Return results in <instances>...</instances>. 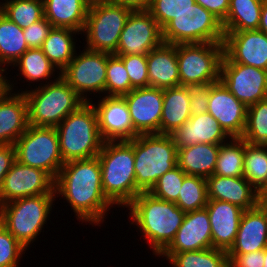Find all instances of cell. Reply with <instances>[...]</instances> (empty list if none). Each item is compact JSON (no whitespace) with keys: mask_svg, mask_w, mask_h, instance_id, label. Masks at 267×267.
Instances as JSON below:
<instances>
[{"mask_svg":"<svg viewBox=\"0 0 267 267\" xmlns=\"http://www.w3.org/2000/svg\"><path fill=\"white\" fill-rule=\"evenodd\" d=\"M54 191L57 198L62 195L70 204L77 220L89 225L100 226L113 206L103 193L98 157L65 162L55 179Z\"/></svg>","mask_w":267,"mask_h":267,"instance_id":"obj_1","label":"cell"},{"mask_svg":"<svg viewBox=\"0 0 267 267\" xmlns=\"http://www.w3.org/2000/svg\"><path fill=\"white\" fill-rule=\"evenodd\" d=\"M126 208L130 210V224L134 223L142 232L155 256L174 239L186 214L175 203L158 199L149 192H141Z\"/></svg>","mask_w":267,"mask_h":267,"instance_id":"obj_2","label":"cell"},{"mask_svg":"<svg viewBox=\"0 0 267 267\" xmlns=\"http://www.w3.org/2000/svg\"><path fill=\"white\" fill-rule=\"evenodd\" d=\"M103 193L119 207H127L136 197L134 138L104 141L98 154Z\"/></svg>","mask_w":267,"mask_h":267,"instance_id":"obj_3","label":"cell"},{"mask_svg":"<svg viewBox=\"0 0 267 267\" xmlns=\"http://www.w3.org/2000/svg\"><path fill=\"white\" fill-rule=\"evenodd\" d=\"M173 137L167 134H139L134 138L136 197L149 192L157 180L177 166Z\"/></svg>","mask_w":267,"mask_h":267,"instance_id":"obj_4","label":"cell"},{"mask_svg":"<svg viewBox=\"0 0 267 267\" xmlns=\"http://www.w3.org/2000/svg\"><path fill=\"white\" fill-rule=\"evenodd\" d=\"M33 90L23 91L28 106V123L33 126L56 127L85 101L60 76Z\"/></svg>","mask_w":267,"mask_h":267,"instance_id":"obj_5","label":"cell"},{"mask_svg":"<svg viewBox=\"0 0 267 267\" xmlns=\"http://www.w3.org/2000/svg\"><path fill=\"white\" fill-rule=\"evenodd\" d=\"M92 103V100L85 102L55 127L64 163L94 158L101 151L104 141L99 133L97 113Z\"/></svg>","mask_w":267,"mask_h":267,"instance_id":"obj_6","label":"cell"},{"mask_svg":"<svg viewBox=\"0 0 267 267\" xmlns=\"http://www.w3.org/2000/svg\"><path fill=\"white\" fill-rule=\"evenodd\" d=\"M55 198L56 194H44L2 204L0 223L28 249L47 223Z\"/></svg>","mask_w":267,"mask_h":267,"instance_id":"obj_7","label":"cell"},{"mask_svg":"<svg viewBox=\"0 0 267 267\" xmlns=\"http://www.w3.org/2000/svg\"><path fill=\"white\" fill-rule=\"evenodd\" d=\"M132 11L126 6L108 1L89 5L82 32L87 42L84 48L115 54L120 34Z\"/></svg>","mask_w":267,"mask_h":267,"instance_id":"obj_8","label":"cell"},{"mask_svg":"<svg viewBox=\"0 0 267 267\" xmlns=\"http://www.w3.org/2000/svg\"><path fill=\"white\" fill-rule=\"evenodd\" d=\"M224 35L222 22L197 3L177 14L162 29L163 42L174 45L223 43Z\"/></svg>","mask_w":267,"mask_h":267,"instance_id":"obj_9","label":"cell"},{"mask_svg":"<svg viewBox=\"0 0 267 267\" xmlns=\"http://www.w3.org/2000/svg\"><path fill=\"white\" fill-rule=\"evenodd\" d=\"M14 146L19 163L44 170L54 180L64 165L55 127L29 125Z\"/></svg>","mask_w":267,"mask_h":267,"instance_id":"obj_10","label":"cell"},{"mask_svg":"<svg viewBox=\"0 0 267 267\" xmlns=\"http://www.w3.org/2000/svg\"><path fill=\"white\" fill-rule=\"evenodd\" d=\"M180 85L220 81L223 43L176 44Z\"/></svg>","mask_w":267,"mask_h":267,"instance_id":"obj_11","label":"cell"},{"mask_svg":"<svg viewBox=\"0 0 267 267\" xmlns=\"http://www.w3.org/2000/svg\"><path fill=\"white\" fill-rule=\"evenodd\" d=\"M109 55L85 48L79 55L75 53L74 58L60 72V76L85 102H90L92 98L87 97L89 93L106 95V68Z\"/></svg>","mask_w":267,"mask_h":267,"instance_id":"obj_12","label":"cell"},{"mask_svg":"<svg viewBox=\"0 0 267 267\" xmlns=\"http://www.w3.org/2000/svg\"><path fill=\"white\" fill-rule=\"evenodd\" d=\"M220 81L247 108L267 99V70L234 63L225 54Z\"/></svg>","mask_w":267,"mask_h":267,"instance_id":"obj_13","label":"cell"},{"mask_svg":"<svg viewBox=\"0 0 267 267\" xmlns=\"http://www.w3.org/2000/svg\"><path fill=\"white\" fill-rule=\"evenodd\" d=\"M163 43L162 29L147 10L132 11L114 55H147Z\"/></svg>","mask_w":267,"mask_h":267,"instance_id":"obj_14","label":"cell"},{"mask_svg":"<svg viewBox=\"0 0 267 267\" xmlns=\"http://www.w3.org/2000/svg\"><path fill=\"white\" fill-rule=\"evenodd\" d=\"M54 183L55 180L44 170L16 160L2 182L0 205L20 198L55 194Z\"/></svg>","mask_w":267,"mask_h":267,"instance_id":"obj_15","label":"cell"},{"mask_svg":"<svg viewBox=\"0 0 267 267\" xmlns=\"http://www.w3.org/2000/svg\"><path fill=\"white\" fill-rule=\"evenodd\" d=\"M122 97L128 106L134 129L139 134H160L163 89L155 87L134 88Z\"/></svg>","mask_w":267,"mask_h":267,"instance_id":"obj_16","label":"cell"},{"mask_svg":"<svg viewBox=\"0 0 267 267\" xmlns=\"http://www.w3.org/2000/svg\"><path fill=\"white\" fill-rule=\"evenodd\" d=\"M96 103L92 105L97 113L98 129L103 141L132 140L139 135L123 97L104 96Z\"/></svg>","mask_w":267,"mask_h":267,"instance_id":"obj_17","label":"cell"},{"mask_svg":"<svg viewBox=\"0 0 267 267\" xmlns=\"http://www.w3.org/2000/svg\"><path fill=\"white\" fill-rule=\"evenodd\" d=\"M224 54L234 63L267 70V35L259 30L224 32Z\"/></svg>","mask_w":267,"mask_h":267,"instance_id":"obj_18","label":"cell"},{"mask_svg":"<svg viewBox=\"0 0 267 267\" xmlns=\"http://www.w3.org/2000/svg\"><path fill=\"white\" fill-rule=\"evenodd\" d=\"M208 113L230 137H242L246 125L247 107L239 101L221 81L209 91Z\"/></svg>","mask_w":267,"mask_h":267,"instance_id":"obj_19","label":"cell"},{"mask_svg":"<svg viewBox=\"0 0 267 267\" xmlns=\"http://www.w3.org/2000/svg\"><path fill=\"white\" fill-rule=\"evenodd\" d=\"M6 87L0 94V145H14L29 126L28 106L23 92L15 93L7 78Z\"/></svg>","mask_w":267,"mask_h":267,"instance_id":"obj_20","label":"cell"},{"mask_svg":"<svg viewBox=\"0 0 267 267\" xmlns=\"http://www.w3.org/2000/svg\"><path fill=\"white\" fill-rule=\"evenodd\" d=\"M212 248V234L206 208L185 214L174 239L161 253H180Z\"/></svg>","mask_w":267,"mask_h":267,"instance_id":"obj_21","label":"cell"},{"mask_svg":"<svg viewBox=\"0 0 267 267\" xmlns=\"http://www.w3.org/2000/svg\"><path fill=\"white\" fill-rule=\"evenodd\" d=\"M205 208L210 220L212 247L228 252L235 243L244 210L232 203L211 199Z\"/></svg>","mask_w":267,"mask_h":267,"instance_id":"obj_22","label":"cell"},{"mask_svg":"<svg viewBox=\"0 0 267 267\" xmlns=\"http://www.w3.org/2000/svg\"><path fill=\"white\" fill-rule=\"evenodd\" d=\"M207 197L232 203L241 209L250 210L260 204L261 194L243 176L223 177L211 175L206 178Z\"/></svg>","mask_w":267,"mask_h":267,"instance_id":"obj_23","label":"cell"},{"mask_svg":"<svg viewBox=\"0 0 267 267\" xmlns=\"http://www.w3.org/2000/svg\"><path fill=\"white\" fill-rule=\"evenodd\" d=\"M171 136L177 148L200 143L222 144L231 138L208 112L191 115L190 119Z\"/></svg>","mask_w":267,"mask_h":267,"instance_id":"obj_24","label":"cell"},{"mask_svg":"<svg viewBox=\"0 0 267 267\" xmlns=\"http://www.w3.org/2000/svg\"><path fill=\"white\" fill-rule=\"evenodd\" d=\"M267 247V210L260 203L241 216L235 243L227 254H246Z\"/></svg>","mask_w":267,"mask_h":267,"instance_id":"obj_25","label":"cell"},{"mask_svg":"<svg viewBox=\"0 0 267 267\" xmlns=\"http://www.w3.org/2000/svg\"><path fill=\"white\" fill-rule=\"evenodd\" d=\"M149 87L180 86L176 45L162 43L147 54Z\"/></svg>","mask_w":267,"mask_h":267,"instance_id":"obj_26","label":"cell"},{"mask_svg":"<svg viewBox=\"0 0 267 267\" xmlns=\"http://www.w3.org/2000/svg\"><path fill=\"white\" fill-rule=\"evenodd\" d=\"M44 17L53 27L69 28L82 34L89 4L85 0H43Z\"/></svg>","mask_w":267,"mask_h":267,"instance_id":"obj_27","label":"cell"},{"mask_svg":"<svg viewBox=\"0 0 267 267\" xmlns=\"http://www.w3.org/2000/svg\"><path fill=\"white\" fill-rule=\"evenodd\" d=\"M220 144L200 143L178 148L177 166L187 175L208 178L216 168Z\"/></svg>","mask_w":267,"mask_h":267,"instance_id":"obj_28","label":"cell"},{"mask_svg":"<svg viewBox=\"0 0 267 267\" xmlns=\"http://www.w3.org/2000/svg\"><path fill=\"white\" fill-rule=\"evenodd\" d=\"M191 117L190 97L184 86L163 89L160 134L171 135Z\"/></svg>","mask_w":267,"mask_h":267,"instance_id":"obj_29","label":"cell"},{"mask_svg":"<svg viewBox=\"0 0 267 267\" xmlns=\"http://www.w3.org/2000/svg\"><path fill=\"white\" fill-rule=\"evenodd\" d=\"M265 0H230L226 19L222 22L224 32L258 30L262 5Z\"/></svg>","mask_w":267,"mask_h":267,"instance_id":"obj_30","label":"cell"},{"mask_svg":"<svg viewBox=\"0 0 267 267\" xmlns=\"http://www.w3.org/2000/svg\"><path fill=\"white\" fill-rule=\"evenodd\" d=\"M74 33L79 35V32L73 29L53 27L42 45L43 53L60 72L75 56Z\"/></svg>","mask_w":267,"mask_h":267,"instance_id":"obj_31","label":"cell"},{"mask_svg":"<svg viewBox=\"0 0 267 267\" xmlns=\"http://www.w3.org/2000/svg\"><path fill=\"white\" fill-rule=\"evenodd\" d=\"M28 49L23 28L0 12V67L6 71Z\"/></svg>","mask_w":267,"mask_h":267,"instance_id":"obj_32","label":"cell"},{"mask_svg":"<svg viewBox=\"0 0 267 267\" xmlns=\"http://www.w3.org/2000/svg\"><path fill=\"white\" fill-rule=\"evenodd\" d=\"M163 255V256H162ZM173 267H229L227 252L209 248L180 253H160Z\"/></svg>","mask_w":267,"mask_h":267,"instance_id":"obj_33","label":"cell"},{"mask_svg":"<svg viewBox=\"0 0 267 267\" xmlns=\"http://www.w3.org/2000/svg\"><path fill=\"white\" fill-rule=\"evenodd\" d=\"M244 152L245 140L241 137H231L227 143L220 144L213 174L223 177H242Z\"/></svg>","mask_w":267,"mask_h":267,"instance_id":"obj_34","label":"cell"},{"mask_svg":"<svg viewBox=\"0 0 267 267\" xmlns=\"http://www.w3.org/2000/svg\"><path fill=\"white\" fill-rule=\"evenodd\" d=\"M243 177L258 191H267V145L245 141Z\"/></svg>","mask_w":267,"mask_h":267,"instance_id":"obj_35","label":"cell"},{"mask_svg":"<svg viewBox=\"0 0 267 267\" xmlns=\"http://www.w3.org/2000/svg\"><path fill=\"white\" fill-rule=\"evenodd\" d=\"M18 67V71L21 72L27 82H39L40 80H50L51 76H55V71L60 74V71L56 68L43 53L41 48L28 49L13 65ZM54 73V74H53Z\"/></svg>","mask_w":267,"mask_h":267,"instance_id":"obj_36","label":"cell"},{"mask_svg":"<svg viewBox=\"0 0 267 267\" xmlns=\"http://www.w3.org/2000/svg\"><path fill=\"white\" fill-rule=\"evenodd\" d=\"M0 12L20 28H28L44 18L43 0H4Z\"/></svg>","mask_w":267,"mask_h":267,"instance_id":"obj_37","label":"cell"},{"mask_svg":"<svg viewBox=\"0 0 267 267\" xmlns=\"http://www.w3.org/2000/svg\"><path fill=\"white\" fill-rule=\"evenodd\" d=\"M208 202L206 178L186 175L175 203L183 212L188 213L206 207Z\"/></svg>","mask_w":267,"mask_h":267,"instance_id":"obj_38","label":"cell"},{"mask_svg":"<svg viewBox=\"0 0 267 267\" xmlns=\"http://www.w3.org/2000/svg\"><path fill=\"white\" fill-rule=\"evenodd\" d=\"M247 143L267 145V99L247 108L242 137Z\"/></svg>","mask_w":267,"mask_h":267,"instance_id":"obj_39","label":"cell"},{"mask_svg":"<svg viewBox=\"0 0 267 267\" xmlns=\"http://www.w3.org/2000/svg\"><path fill=\"white\" fill-rule=\"evenodd\" d=\"M133 89L123 61L118 56L110 54L106 68V96L122 97Z\"/></svg>","mask_w":267,"mask_h":267,"instance_id":"obj_40","label":"cell"},{"mask_svg":"<svg viewBox=\"0 0 267 267\" xmlns=\"http://www.w3.org/2000/svg\"><path fill=\"white\" fill-rule=\"evenodd\" d=\"M186 175L180 167L176 166L162 175L149 193L158 199L176 203Z\"/></svg>","mask_w":267,"mask_h":267,"instance_id":"obj_41","label":"cell"},{"mask_svg":"<svg viewBox=\"0 0 267 267\" xmlns=\"http://www.w3.org/2000/svg\"><path fill=\"white\" fill-rule=\"evenodd\" d=\"M195 3V0H150L147 11L163 29L177 14L189 10Z\"/></svg>","mask_w":267,"mask_h":267,"instance_id":"obj_42","label":"cell"},{"mask_svg":"<svg viewBox=\"0 0 267 267\" xmlns=\"http://www.w3.org/2000/svg\"><path fill=\"white\" fill-rule=\"evenodd\" d=\"M26 250L27 248L0 223V267H18L19 259Z\"/></svg>","mask_w":267,"mask_h":267,"instance_id":"obj_43","label":"cell"},{"mask_svg":"<svg viewBox=\"0 0 267 267\" xmlns=\"http://www.w3.org/2000/svg\"><path fill=\"white\" fill-rule=\"evenodd\" d=\"M124 63L133 88L149 87L147 55H116Z\"/></svg>","mask_w":267,"mask_h":267,"instance_id":"obj_44","label":"cell"},{"mask_svg":"<svg viewBox=\"0 0 267 267\" xmlns=\"http://www.w3.org/2000/svg\"><path fill=\"white\" fill-rule=\"evenodd\" d=\"M216 82L194 83L185 85L190 97L191 115H199L208 111L209 91Z\"/></svg>","mask_w":267,"mask_h":267,"instance_id":"obj_45","label":"cell"},{"mask_svg":"<svg viewBox=\"0 0 267 267\" xmlns=\"http://www.w3.org/2000/svg\"><path fill=\"white\" fill-rule=\"evenodd\" d=\"M53 26L44 17L43 19L33 23L28 28L23 29L25 41L29 49L42 48V45L48 37Z\"/></svg>","mask_w":267,"mask_h":267,"instance_id":"obj_46","label":"cell"},{"mask_svg":"<svg viewBox=\"0 0 267 267\" xmlns=\"http://www.w3.org/2000/svg\"><path fill=\"white\" fill-rule=\"evenodd\" d=\"M229 267H264V249L246 254H227Z\"/></svg>","mask_w":267,"mask_h":267,"instance_id":"obj_47","label":"cell"},{"mask_svg":"<svg viewBox=\"0 0 267 267\" xmlns=\"http://www.w3.org/2000/svg\"><path fill=\"white\" fill-rule=\"evenodd\" d=\"M16 161L14 145H0V188L4 177Z\"/></svg>","mask_w":267,"mask_h":267,"instance_id":"obj_48","label":"cell"},{"mask_svg":"<svg viewBox=\"0 0 267 267\" xmlns=\"http://www.w3.org/2000/svg\"><path fill=\"white\" fill-rule=\"evenodd\" d=\"M197 4L215 15L223 22L229 10L230 0H195Z\"/></svg>","mask_w":267,"mask_h":267,"instance_id":"obj_49","label":"cell"},{"mask_svg":"<svg viewBox=\"0 0 267 267\" xmlns=\"http://www.w3.org/2000/svg\"><path fill=\"white\" fill-rule=\"evenodd\" d=\"M108 2L126 6L133 11L148 10L150 0H107Z\"/></svg>","mask_w":267,"mask_h":267,"instance_id":"obj_50","label":"cell"},{"mask_svg":"<svg viewBox=\"0 0 267 267\" xmlns=\"http://www.w3.org/2000/svg\"><path fill=\"white\" fill-rule=\"evenodd\" d=\"M258 30L267 35V0L264 1L261 10V18Z\"/></svg>","mask_w":267,"mask_h":267,"instance_id":"obj_51","label":"cell"},{"mask_svg":"<svg viewBox=\"0 0 267 267\" xmlns=\"http://www.w3.org/2000/svg\"><path fill=\"white\" fill-rule=\"evenodd\" d=\"M7 73L4 69L0 67V94L7 89L6 87V76L3 73ZM4 75V76H3Z\"/></svg>","mask_w":267,"mask_h":267,"instance_id":"obj_52","label":"cell"},{"mask_svg":"<svg viewBox=\"0 0 267 267\" xmlns=\"http://www.w3.org/2000/svg\"><path fill=\"white\" fill-rule=\"evenodd\" d=\"M260 203L267 210V191H264L263 193H261Z\"/></svg>","mask_w":267,"mask_h":267,"instance_id":"obj_53","label":"cell"},{"mask_svg":"<svg viewBox=\"0 0 267 267\" xmlns=\"http://www.w3.org/2000/svg\"><path fill=\"white\" fill-rule=\"evenodd\" d=\"M89 5L106 2L107 0H85Z\"/></svg>","mask_w":267,"mask_h":267,"instance_id":"obj_54","label":"cell"},{"mask_svg":"<svg viewBox=\"0 0 267 267\" xmlns=\"http://www.w3.org/2000/svg\"><path fill=\"white\" fill-rule=\"evenodd\" d=\"M264 267H267V247L264 249Z\"/></svg>","mask_w":267,"mask_h":267,"instance_id":"obj_55","label":"cell"}]
</instances>
